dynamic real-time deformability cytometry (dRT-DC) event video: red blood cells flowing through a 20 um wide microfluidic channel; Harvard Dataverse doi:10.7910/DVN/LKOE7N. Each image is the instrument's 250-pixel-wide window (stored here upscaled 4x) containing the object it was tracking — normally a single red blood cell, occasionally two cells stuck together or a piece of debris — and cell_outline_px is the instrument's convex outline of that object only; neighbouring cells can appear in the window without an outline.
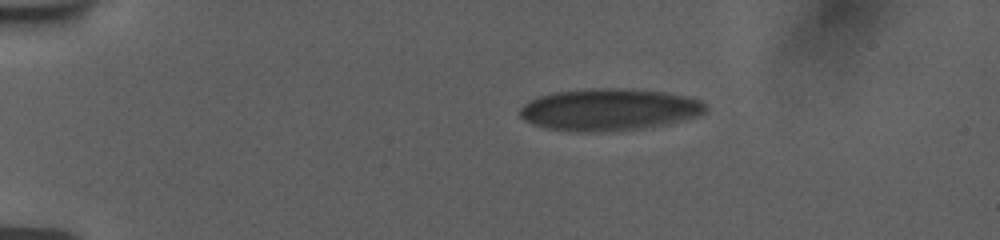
{"species": "human", "species_latin": "Homo sapiens", "temperature_condition": "room temperature", "stored_images_in_passage": 47, "camera_frame_rate_fps": 3000, "um_per_image_px": 0.085, "donor": {"sex": "female"}, "frame": {"image": 1, "passage_image": 1, "time_ms": 0.0, "image_size_px": [1000, 240], "cell_outline_px": [[704, 112], [696, 116], [636, 128], [604, 132], [580, 132], [548, 128], [536, 124], [520, 116], [520, 108], [524, 104], [540, 96], [556, 92], [584, 88], [628, 88], [660, 92], [700, 100], [704, 104]], "centroid_in_image_um": [51.68, 9.29], "position_along_channel_um": 33.3, "area_um2": 44.1}}
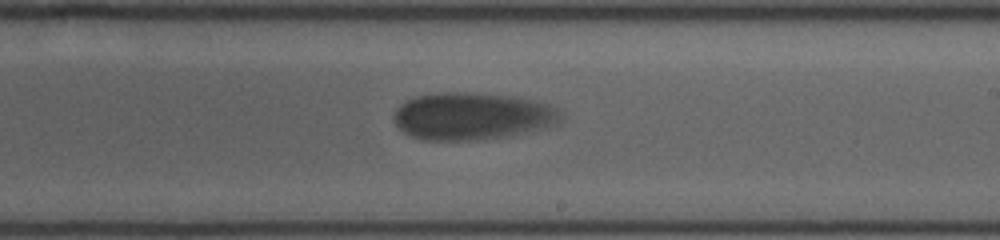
{"frame": {"image": 2, "passage_image": 25, "time_ms": 8.0, "image_size_px": [1000, 240], "cell_outline_px": [[556, 116], [552, 120], [544, 124], [532, 128], [504, 136], [476, 140], [420, 140], [404, 132], [392, 120], [392, 116], [396, 108], [400, 104], [416, 96], [440, 92], [464, 92], [512, 96], [540, 104], [548, 108]], "centroid_in_image_um": [39.78, 9.87], "position_along_channel_um": 249.2, "area_um2": 43.75}}
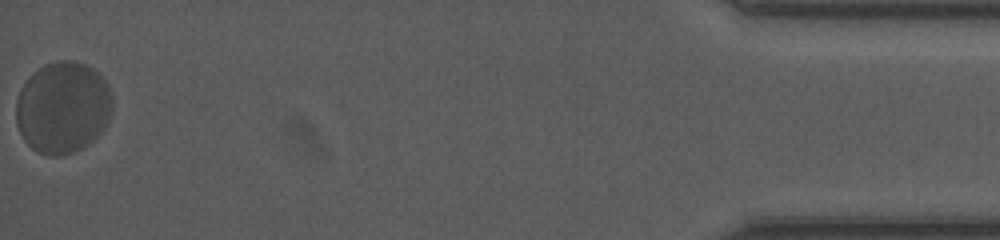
{"frame": {"image": 3, "passage_image": 47, "time_ms": 15.333, "image_size_px": [1000, 240], "cell_outline_px": [[112, 112], [108, 124], [88, 144], [72, 152], [60, 156], [48, 156], [36, 152], [24, 140], [16, 124], [16, 100], [20, 88], [28, 76], [32, 72], [44, 64], [56, 60], [72, 60], [84, 64], [92, 68], [108, 84], [112, 100]], "centroid_in_image_um": [5.32, 9.13], "position_along_channel_um": 429.9, "area_um2": 51.96}, "authors_computed_cell_mechanics": {"area_um2": 46.0666, "velocity_mm_per_s": 3.5907, "shape_relaxation_time_tau1_ms": 7.2885, "shape_relaxation_time_tau2_ms": null, "deformation_change_tau1": 0.1053, "deformation_change_tau2": null}}